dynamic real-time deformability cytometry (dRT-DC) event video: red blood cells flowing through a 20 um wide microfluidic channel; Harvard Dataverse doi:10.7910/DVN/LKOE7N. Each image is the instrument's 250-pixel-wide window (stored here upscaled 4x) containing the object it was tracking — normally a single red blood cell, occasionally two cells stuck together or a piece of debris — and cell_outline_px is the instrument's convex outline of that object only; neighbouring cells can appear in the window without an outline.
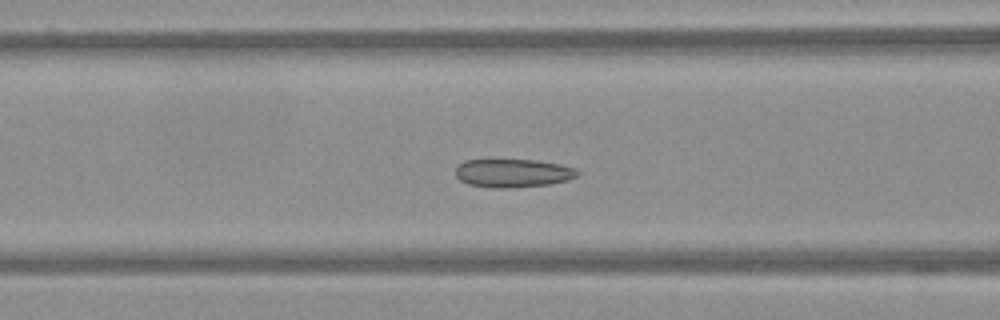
{"species": "Egyptian fruit bat (a non-hibernating species)", "species_latin": "Rousettus aegyptiacus", "temperature_condition": "warm", "stored_images_in_passage": 60, "camera_frame_rate_fps": 3000, "um_per_image_px": 0.085, "frame": {"image": 1, "passage_image": 25, "time_ms": 8.0, "image_size_px": [1000, 320], "cell_outline_px": [[580, 172], [576, 176], [568, 180], [552, 184], [512, 188], [492, 188], [468, 184], [460, 180], [456, 176], [456, 164], [464, 160], [488, 156], [492, 156], [536, 160], [560, 164], [572, 168]], "centroid_in_image_um": [43.5, 14.66], "position_along_channel_um": 123.1, "area_um2": 21.39}}
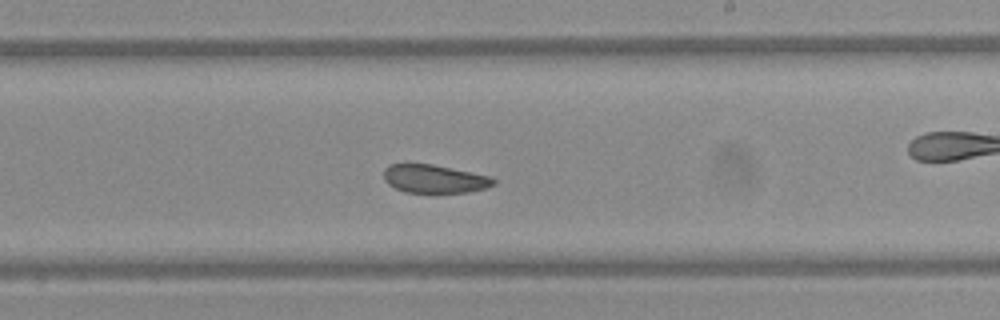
{"frame": {"image": 2, "passage_image": 36, "time_ms": 11.667, "image_size_px": [1000, 320], "cell_outline_px": [[496, 184], [484, 188], [468, 192], [404, 192], [388, 184], [384, 180], [384, 168], [388, 164], [432, 164], [472, 172], [488, 176], [496, 180]], "centroid_in_image_um": [36.9, 15.19], "position_along_channel_um": 252.1, "area_um2": 17.98}}
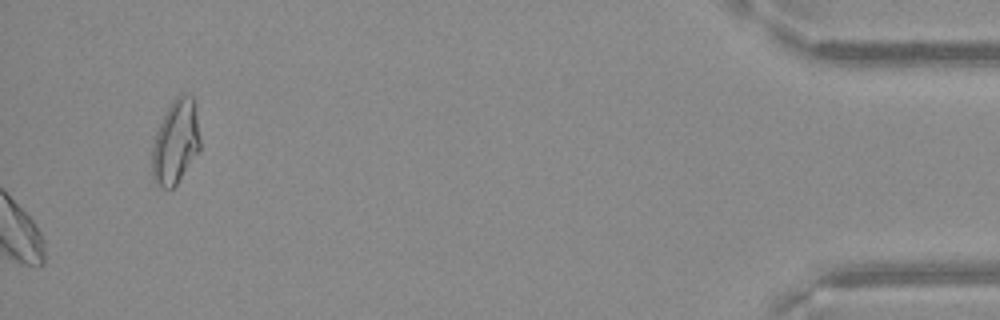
{"frame": {"image": 3, "passage_image": 60, "time_ms": 19.667, "image_size_px": [1000, 320], "cell_outline_px": [[200, 148], [176, 184], [172, 188], [160, 188], [156, 184], [152, 176], [152, 144], [156, 132], [168, 104], [180, 92], [192, 96], [196, 116], [200, 140]], "centroid_in_image_um": [14.89, 12.04], "position_along_channel_um": 420.3, "area_um2": 23.41}}